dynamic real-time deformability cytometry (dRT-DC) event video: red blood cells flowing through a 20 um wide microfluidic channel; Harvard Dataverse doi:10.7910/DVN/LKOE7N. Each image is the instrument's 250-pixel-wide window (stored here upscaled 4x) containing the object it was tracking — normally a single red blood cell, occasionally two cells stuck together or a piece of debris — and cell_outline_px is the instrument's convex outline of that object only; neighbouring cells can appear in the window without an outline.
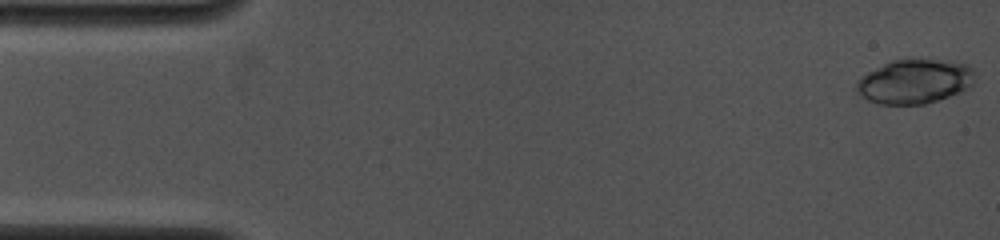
{"species": "common noctule bat (a hibernating species)", "species_latin": "Nyctalus noctula", "temperature_condition": "cold", "stored_images_in_passage": 12, "camera_frame_rate_fps": 4000, "um_per_image_px": 0.085, "animal": {"sex": "female", "body_mass_g": 19.0, "forearm_length_mm": 53.3}, "frame": {"image": 1, "passage_image": 1, "time_ms": 0.0, "image_size_px": [1000, 240], "cell_outline_px": [[976, 68], [972, 84], [968, 88], [960, 92], [924, 104], [876, 104], [868, 100], [856, 92], [856, 80], [860, 76], [892, 60], [908, 56], [952, 60], [968, 64]], "centroid_in_image_um": [77.76, 6.86], "position_along_channel_um": 7.2, "area_um2": 31.56}}